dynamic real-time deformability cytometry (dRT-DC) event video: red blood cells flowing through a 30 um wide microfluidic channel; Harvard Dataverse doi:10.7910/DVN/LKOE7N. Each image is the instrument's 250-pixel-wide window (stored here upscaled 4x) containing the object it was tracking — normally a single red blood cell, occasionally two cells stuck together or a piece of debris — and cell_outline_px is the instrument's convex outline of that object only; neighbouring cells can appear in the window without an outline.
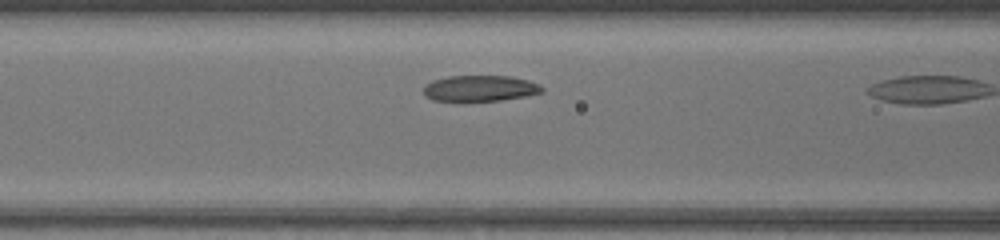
{"species": "common noctule bat (a hibernating species)", "species_latin": "Nyctalus noctula", "temperature_condition": "warm", "stored_images_in_passage": 7, "camera_frame_rate_fps": 3000, "um_per_image_px": 0.085, "animal": {"sex": "female", "body_mass_g": 17.0, "forearm_length_mm": 48.0}, "frame": {"image": 1, "passage_image": 6, "time_ms": 1.667, "image_size_px": [1000, 240], "cell_outline_px": [[544, 92], [524, 96], [500, 100], [464, 104], [432, 100], [424, 96], [424, 84], [432, 80], [448, 76], [512, 76], [528, 80], [540, 84], [544, 88]], "centroid_in_image_um": [40.74, 7.55], "position_along_channel_um": 125.9, "area_um2": 18.84}}